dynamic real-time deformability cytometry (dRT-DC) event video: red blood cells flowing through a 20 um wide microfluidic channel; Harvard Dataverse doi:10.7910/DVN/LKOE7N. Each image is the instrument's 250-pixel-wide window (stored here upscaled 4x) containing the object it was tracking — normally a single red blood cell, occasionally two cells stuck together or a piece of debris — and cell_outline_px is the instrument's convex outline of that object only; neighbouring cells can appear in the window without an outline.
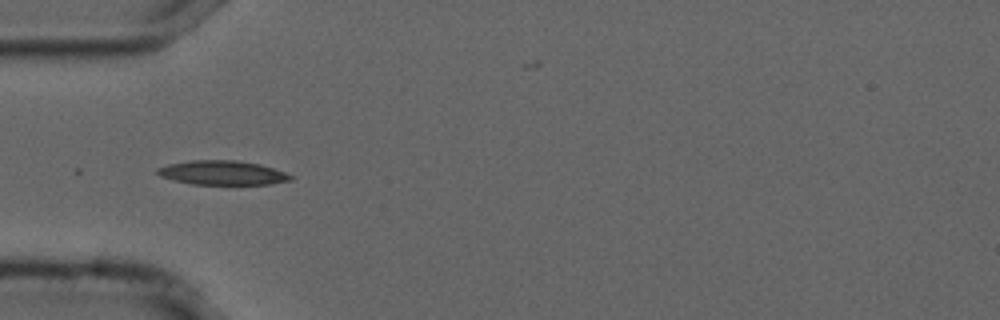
{"species": "common noctule bat (a hibernating species)", "species_latin": "Nyctalus noctula", "temperature_condition": "cold", "stored_images_in_passage": 39, "camera_frame_rate_fps": 3000, "um_per_image_px": 0.085, "animal": {"sex": "male", "forearm_length_mm": 52.5}, "frame": {"image": 1, "passage_image": 1, "time_ms": 0.0, "image_size_px": [1000, 320], "cell_outline_px": [[292, 180], [272, 184], [192, 184], [160, 176], [156, 172], [156, 168], [168, 164], [192, 160], [236, 160], [260, 164], [284, 172], [292, 176]], "centroid_in_image_um": [18.9, 14.68], "position_along_channel_um": 66.1, "area_um2": 18.67}}
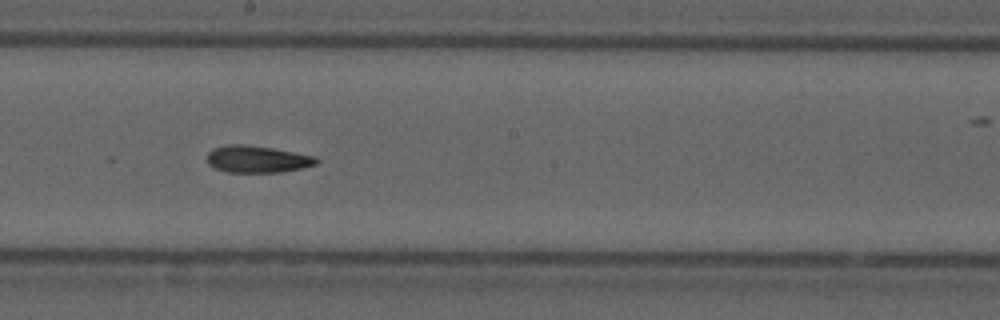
{"frame": {"image": 2, "passage_image": 14, "time_ms": 4.333, "image_size_px": [1000, 320], "cell_outline_px": [[320, 160], [316, 164], [300, 168], [280, 172], [228, 172], [216, 168], [208, 164], [208, 152], [212, 148], [228, 144], [244, 144], [272, 148], [316, 156]], "centroid_in_image_um": [21.86, 13.52], "position_along_channel_um": 226.3, "area_um2": 17.11}}
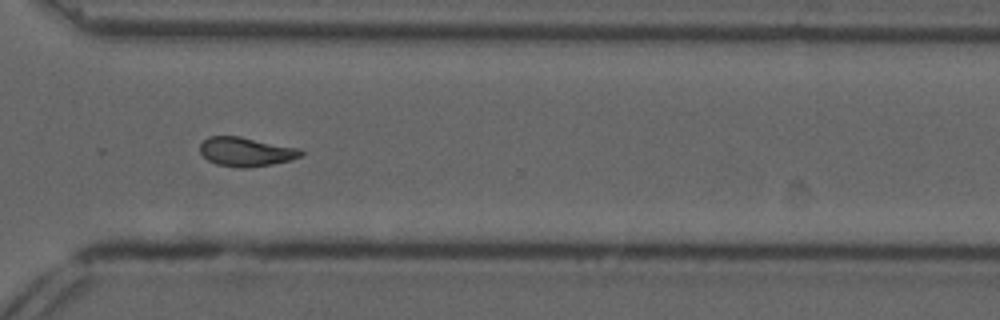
{"frame": {"image": 3, "passage_image": 24, "time_ms": 7.667, "image_size_px": [1000, 320], "cell_outline_px": [[304, 152], [300, 156], [292, 160], [272, 164], [248, 168], [240, 168], [216, 164], [208, 160], [200, 152], [200, 144], [208, 136], [240, 136], [300, 148]], "centroid_in_image_um": [20.92, 12.9], "position_along_channel_um": 349.7, "area_um2": 17.22}, "authors_computed_cell_mechanics": {"area_um2": 17.1666, "velocity_mm_per_s": 3.7125, "shape_relaxation_time_tau1_ms": null, "shape_relaxation_time_tau2_ms": 8.4799, "deformation_change_tau1": null, "deformation_change_tau2": 0.1783}}